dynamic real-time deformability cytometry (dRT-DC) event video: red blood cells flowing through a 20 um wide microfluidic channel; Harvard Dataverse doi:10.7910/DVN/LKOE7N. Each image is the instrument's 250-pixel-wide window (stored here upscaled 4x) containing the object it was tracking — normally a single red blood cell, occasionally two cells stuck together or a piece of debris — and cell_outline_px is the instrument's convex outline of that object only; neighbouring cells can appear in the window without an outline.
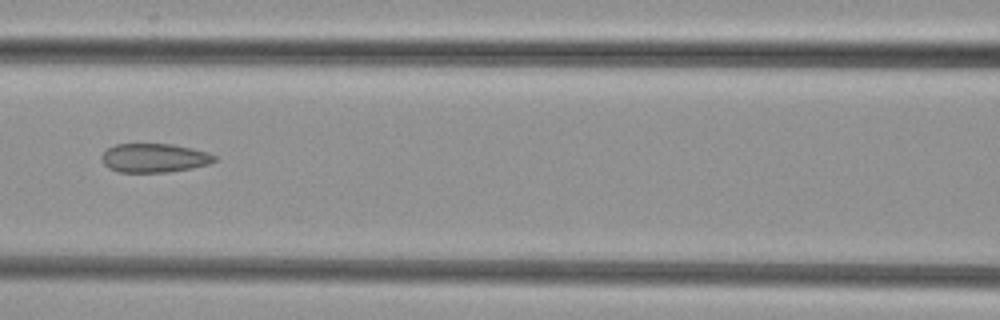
{"species": "common noctule bat (a hibernating species)", "species_latin": "Nyctalus noctula", "temperature_condition": "cold", "stored_images_in_passage": 6, "camera_frame_rate_fps": 3000, "um_per_image_px": 0.085, "animal": {"sex": "female", "body_mass_g": 29.2, "forearm_length_mm": 56.3}, "frame": {"image": 1, "passage_image": 6, "time_ms": 1.667, "image_size_px": [1000, 320], "cell_outline_px": [[216, 160], [208, 164], [192, 168], [168, 172], [116, 172], [108, 168], [104, 164], [100, 156], [108, 148], [116, 144], [172, 144], [192, 148], [208, 152], [216, 156]], "centroid_in_image_um": [13.1, 13.43], "position_along_channel_um": 153.5, "area_um2": 19.07}}